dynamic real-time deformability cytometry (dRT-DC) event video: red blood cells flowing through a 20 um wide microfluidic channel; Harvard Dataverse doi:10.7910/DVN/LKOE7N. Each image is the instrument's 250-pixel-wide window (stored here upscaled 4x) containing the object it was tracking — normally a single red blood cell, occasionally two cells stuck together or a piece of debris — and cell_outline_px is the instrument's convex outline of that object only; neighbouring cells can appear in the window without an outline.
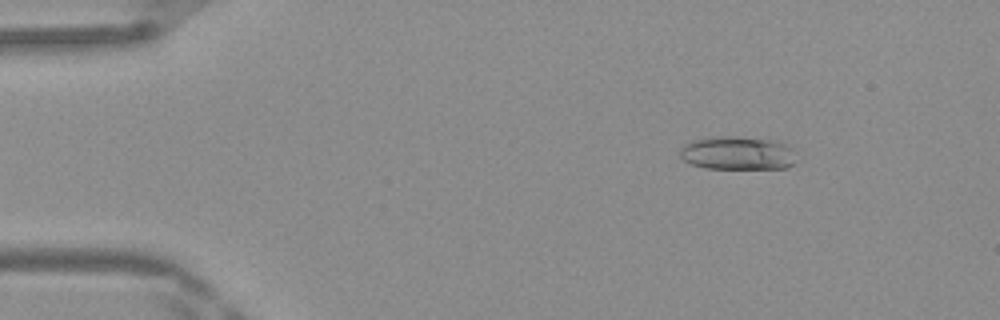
{"species": "Egyptian fruit bat (a non-hibernating species)", "species_latin": "Rousettus aegyptiacus", "temperature_condition": "warm", "stored_images_in_passage": 49, "camera_frame_rate_fps": 3000, "um_per_image_px": 0.085, "frame": {"image": 1, "passage_image": 7, "time_ms": 2.0, "image_size_px": [1000, 320], "cell_outline_px": [[792, 164], [788, 168], [708, 168], [692, 164], [684, 160], [680, 156], [680, 148], [684, 144], [692, 140], [712, 136], [732, 136], [776, 140], [788, 144], [792, 148]], "centroid_in_image_um": [62.66, 12.99], "position_along_channel_um": 22.3, "area_um2": 22.6}}
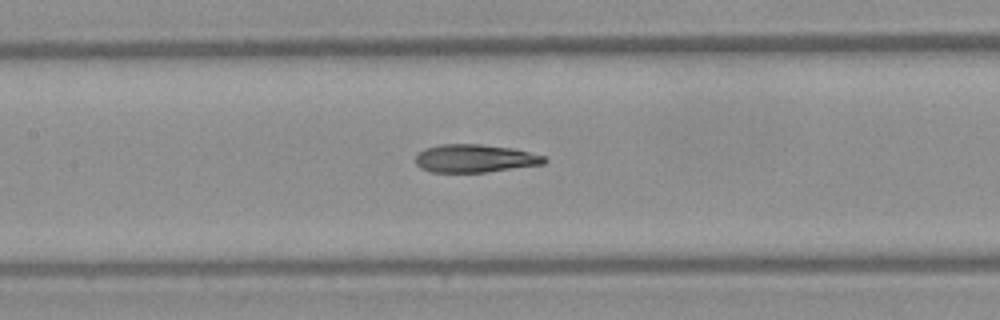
{"frame": {"image": 2, "passage_image": 23, "time_ms": 7.333, "image_size_px": [1000, 320], "cell_outline_px": [[548, 160], [544, 164], [484, 172], [432, 172], [420, 168], [416, 164], [416, 156], [424, 148], [440, 144], [480, 144], [512, 148], [544, 156]], "centroid_in_image_um": [40.34, 13.46], "position_along_channel_um": 167.1, "area_um2": 20.92}}
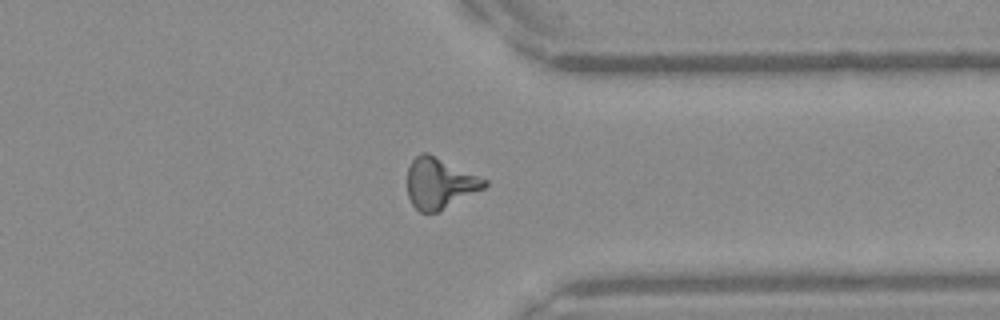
{"frame": {"image": 3, "passage_image": 38, "time_ms": 12.333, "image_size_px": [1000, 320], "cell_outline_px": [[488, 184], [484, 188], [436, 212], [420, 212], [412, 204], [408, 196], [408, 168], [412, 160], [420, 152], [428, 152], [488, 180]], "centroid_in_image_um": [37.36, 15.55], "position_along_channel_um": 374.0, "area_um2": 22.54}, "authors_computed_cell_mechanics": {"area_um2": 21.675, "velocity_mm_per_s": 4.2214, "shape_relaxation_time_tau1_ms": null, "shape_relaxation_time_tau2_ms": 2.9762, "deformation_change_tau1": null, "deformation_change_tau2": 0.1483}}